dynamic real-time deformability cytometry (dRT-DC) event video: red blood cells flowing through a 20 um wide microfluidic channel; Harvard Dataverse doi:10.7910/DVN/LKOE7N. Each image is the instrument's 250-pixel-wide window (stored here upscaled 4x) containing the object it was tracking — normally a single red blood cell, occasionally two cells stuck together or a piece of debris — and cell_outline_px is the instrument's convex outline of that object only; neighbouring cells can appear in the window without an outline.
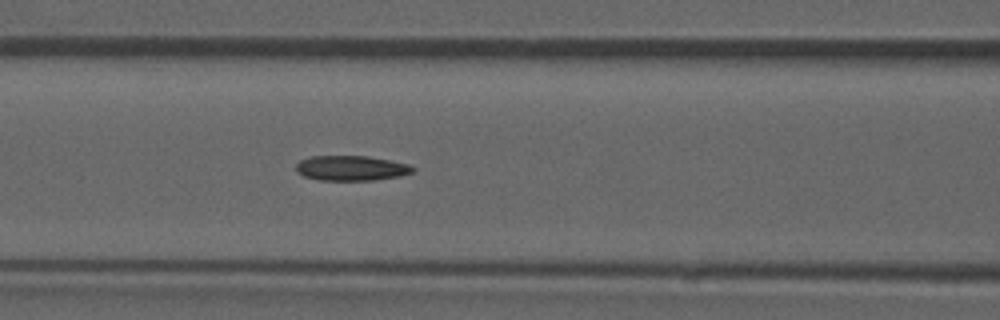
{"species": "common noctule bat (a hibernating species)", "species_latin": "Nyctalus noctula", "temperature_condition": "room temperature", "stored_images_in_passage": 36, "camera_frame_rate_fps": 3000, "um_per_image_px": 0.085, "animal": {"sex": "male", "forearm_length_mm": 52.5}, "frame": {"image": 1, "passage_image": 6, "time_ms": 1.667, "image_size_px": [1000, 320], "cell_outline_px": [[416, 168], [412, 172], [400, 176], [372, 180], [316, 180], [304, 176], [296, 172], [296, 164], [300, 160], [312, 156], [368, 156], [408, 164]], "centroid_in_image_um": [29.82, 14.29], "position_along_channel_um": 136.8, "area_um2": 16.99}, "authors_computed_cell_mechanics": {"area_um2": 16.8776, "velocity_mm_per_s": 3.9252, "shape_relaxation_time_tau1_ms": null, "shape_relaxation_time_tau2_ms": 7.3413, "deformation_change_tau1": null, "deformation_change_tau2": 0.1468}}